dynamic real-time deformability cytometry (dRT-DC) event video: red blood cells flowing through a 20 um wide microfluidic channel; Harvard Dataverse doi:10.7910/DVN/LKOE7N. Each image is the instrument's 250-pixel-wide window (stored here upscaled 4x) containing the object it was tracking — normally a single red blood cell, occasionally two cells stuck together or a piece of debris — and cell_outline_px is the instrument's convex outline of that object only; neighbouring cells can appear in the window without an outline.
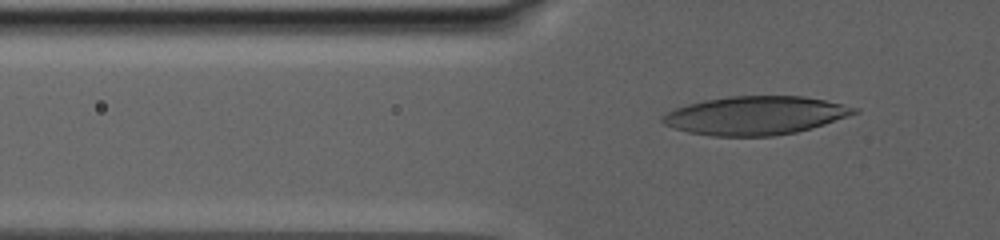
{"species": "human", "species_latin": "Homo sapiens", "temperature_condition": "warm", "stored_images_in_passage": 46, "camera_frame_rate_fps": 3000, "um_per_image_px": 0.085, "donor": {"sex": "male"}, "frame": {"image": 1, "passage_image": 38, "time_ms": 5.333, "image_size_px": [1000, 240], "cell_outline_px": [[860, 112], [812, 128], [796, 132], [772, 136], [712, 136], [688, 132], [664, 124], [660, 120], [660, 116], [676, 108], [688, 104], [704, 100], [732, 96], [804, 96], [824, 100], [860, 108]], "centroid_in_image_um": [64.22, 9.82], "position_along_channel_um": 61.6, "area_um2": 42.89}}